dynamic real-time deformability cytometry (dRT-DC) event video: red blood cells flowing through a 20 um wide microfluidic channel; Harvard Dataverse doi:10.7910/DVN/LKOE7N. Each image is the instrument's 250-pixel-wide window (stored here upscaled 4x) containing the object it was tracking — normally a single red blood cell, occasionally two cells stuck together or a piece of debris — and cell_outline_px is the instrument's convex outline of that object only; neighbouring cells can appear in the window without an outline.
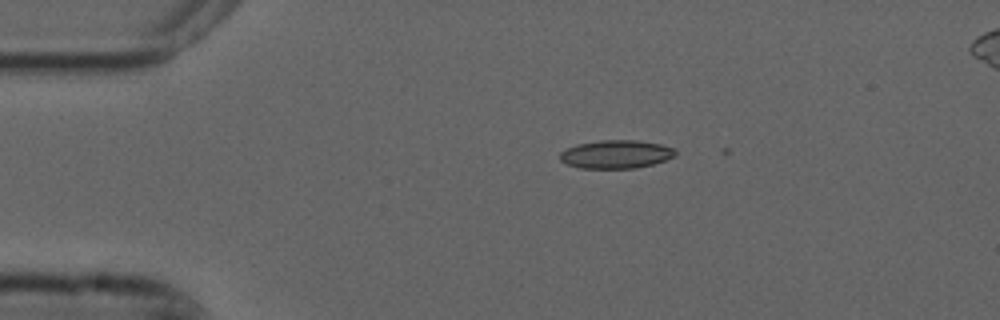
{"species": "common noctule bat (a hibernating species)", "species_latin": "Nyctalus noctula", "temperature_condition": "cold", "stored_images_in_passage": 3, "camera_frame_rate_fps": 3000, "um_per_image_px": 0.085, "animal": {"sex": "male", "forearm_length_mm": 52.5}, "frame": {"image": 1, "passage_image": 1, "time_ms": 0.0, "image_size_px": [1000, 320], "cell_outline_px": [[676, 156], [652, 164], [636, 168], [580, 168], [568, 164], [560, 160], [560, 152], [576, 144], [600, 140], [636, 140], [660, 144], [676, 148]], "centroid_in_image_um": [52.38, 13.1], "position_along_channel_um": 32.6, "area_um2": 19.02}}